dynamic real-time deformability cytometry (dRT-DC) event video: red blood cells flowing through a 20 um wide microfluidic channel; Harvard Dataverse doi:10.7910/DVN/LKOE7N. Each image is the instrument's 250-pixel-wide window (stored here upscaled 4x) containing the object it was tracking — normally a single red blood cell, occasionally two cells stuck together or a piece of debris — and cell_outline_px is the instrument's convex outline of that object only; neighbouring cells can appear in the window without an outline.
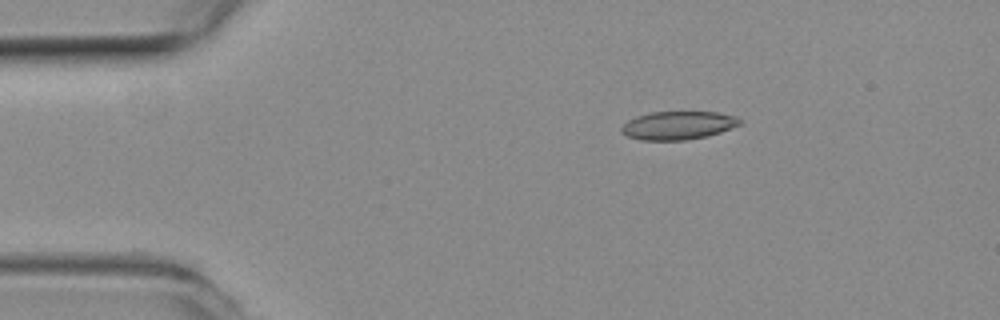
{"species": "common noctule bat (a hibernating species)", "species_latin": "Nyctalus noctula", "temperature_condition": "room temperature", "stored_images_in_passage": 4, "camera_frame_rate_fps": 3000, "um_per_image_px": 0.085, "animal": {"sex": "female", "body_mass_g": 19.3, "forearm_length_mm": 54.1}, "frame": {"image": 1, "passage_image": 1, "time_ms": 0.0, "image_size_px": [1000, 320], "cell_outline_px": [[740, 124], [720, 132], [708, 136], [684, 140], [640, 140], [624, 136], [620, 132], [620, 128], [628, 120], [636, 116], [652, 112], [716, 112], [736, 116], [740, 120]], "centroid_in_image_um": [57.58, 10.66], "position_along_channel_um": 27.4, "area_um2": 19.54}}